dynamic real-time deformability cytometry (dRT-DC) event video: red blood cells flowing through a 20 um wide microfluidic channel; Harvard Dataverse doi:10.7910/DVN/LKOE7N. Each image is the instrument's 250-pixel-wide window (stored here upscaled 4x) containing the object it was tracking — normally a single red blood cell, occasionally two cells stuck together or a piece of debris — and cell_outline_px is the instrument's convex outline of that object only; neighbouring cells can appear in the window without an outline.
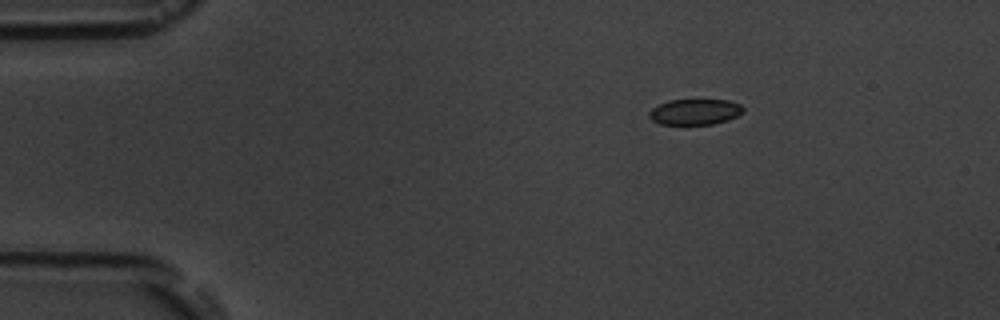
{"species": "common noctule bat (a hibernating species)", "species_latin": "Nyctalus noctula", "temperature_condition": "room temperature", "stored_images_in_passage": 6, "camera_frame_rate_fps": 3000, "um_per_image_px": 0.085, "animal": {"sex": "male", "body_mass_g": 19.5, "forearm_length_mm": 54.6}, "frame": {"image": 1, "passage_image": 1, "time_ms": 0.0, "image_size_px": [1000, 320], "cell_outline_px": [[744, 112], [728, 120], [712, 124], [660, 124], [652, 120], [648, 116], [648, 112], [652, 108], [668, 100], [728, 100], [740, 104], [744, 108]], "centroid_in_image_um": [59.07, 9.5], "position_along_channel_um": 25.9, "area_um2": 14.1}}
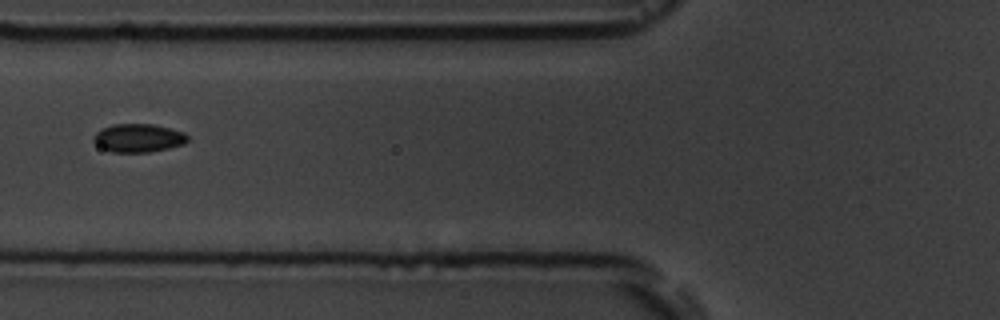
{"frame": {"image": 2, "passage_image": 5, "time_ms": 4.333, "image_size_px": [1000, 320], "cell_outline_px": [[188, 140], [184, 144], [168, 148], [148, 152], [112, 152], [100, 148], [92, 140], [92, 136], [100, 128], [112, 124], [152, 124], [184, 132], [188, 136]], "centroid_in_image_um": [11.71, 11.73], "position_along_channel_um": 114.1, "area_um2": 15.66}}
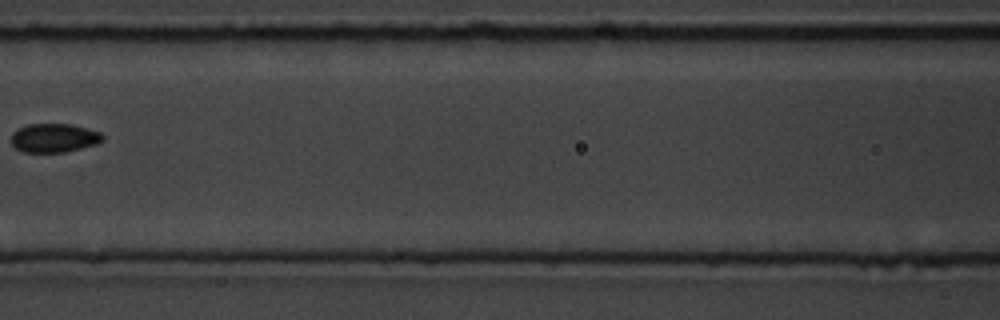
{"frame": {"image": 3, "passage_image": 6, "time_ms": 5.667, "image_size_px": [1000, 320], "cell_outline_px": [[104, 140], [96, 144], [64, 152], [24, 152], [16, 148], [12, 144], [12, 132], [16, 128], [28, 124], [72, 124], [100, 132], [104, 136]], "centroid_in_image_um": [4.58, 11.71], "position_along_channel_um": 162.0, "area_um2": 15.37}}